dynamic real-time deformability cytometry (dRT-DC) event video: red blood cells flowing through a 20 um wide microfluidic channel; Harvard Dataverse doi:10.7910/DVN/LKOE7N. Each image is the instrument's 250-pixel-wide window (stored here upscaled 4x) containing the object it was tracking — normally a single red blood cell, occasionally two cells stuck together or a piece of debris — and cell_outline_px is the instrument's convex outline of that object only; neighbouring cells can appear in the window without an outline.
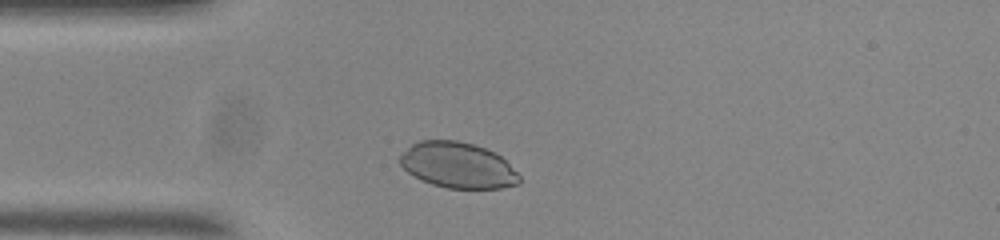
{"species": "common noctule bat (a hibernating species)", "species_latin": "Nyctalus noctula", "temperature_condition": "room temperature", "stored_images_in_passage": 37, "camera_frame_rate_fps": 3000, "um_per_image_px": 0.085, "animal": {"sex": "male", "body_mass_g": 20.0, "forearm_length_mm": 53.3}, "frame": {"image": 1, "passage_image": 5, "time_ms": 1.333, "image_size_px": [1000, 240], "cell_outline_px": [[520, 184], [500, 188], [448, 188], [432, 184], [420, 180], [408, 172], [400, 164], [400, 156], [412, 144], [420, 140], [456, 140], [472, 144], [484, 148], [500, 156], [520, 176]], "centroid_in_image_um": [38.9, 14.05], "position_along_channel_um": 46.1, "area_um2": 31.5}}